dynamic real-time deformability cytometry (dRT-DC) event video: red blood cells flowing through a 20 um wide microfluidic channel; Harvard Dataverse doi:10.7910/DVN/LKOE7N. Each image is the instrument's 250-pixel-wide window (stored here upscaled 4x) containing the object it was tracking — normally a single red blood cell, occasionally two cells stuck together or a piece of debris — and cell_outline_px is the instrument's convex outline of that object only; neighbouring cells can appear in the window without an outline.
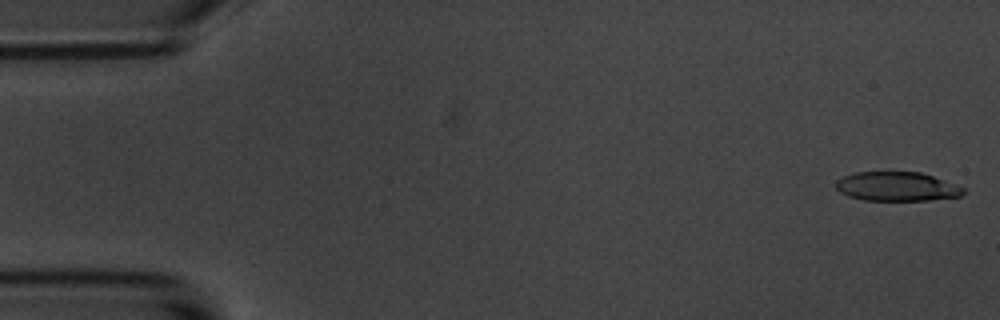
{"species": "common noctule bat (a hibernating species)", "species_latin": "Nyctalus noctula", "temperature_condition": "room temperature", "stored_images_in_passage": 6, "camera_frame_rate_fps": 3000, "um_per_image_px": 0.085, "animal": {"sex": "male", "body_mass_g": 20.1, "forearm_length_mm": 53.5}, "frame": {"image": 1, "passage_image": 1, "time_ms": 0.0, "image_size_px": [1000, 320], "cell_outline_px": [[964, 192], [960, 196], [928, 200], [864, 200], [848, 196], [840, 192], [836, 188], [836, 180], [844, 176], [856, 172], [920, 172], [932, 176], [964, 188]], "centroid_in_image_um": [76.19, 15.85], "position_along_channel_um": 8.8, "area_um2": 21.39}}
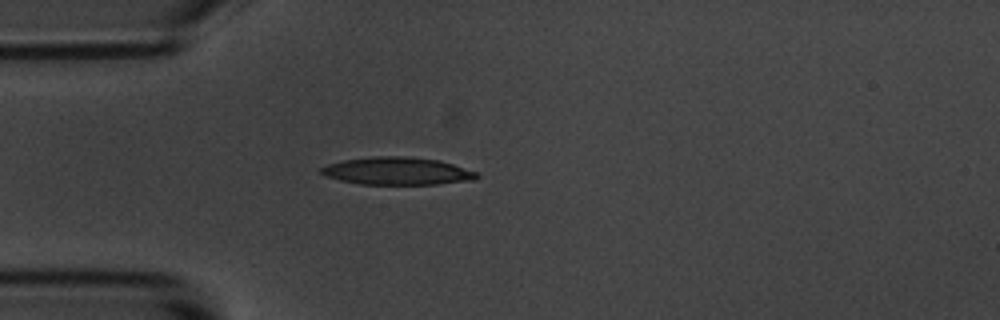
{"frame": {"image": 2, "passage_image": 5, "time_ms": 4.667, "image_size_px": [1000, 320], "cell_outline_px": [[480, 176], [476, 180], [436, 184], [360, 184], [340, 180], [324, 176], [320, 172], [320, 168], [328, 164], [344, 160], [372, 156], [404, 156], [440, 160], [476, 172]], "centroid_in_image_um": [33.76, 14.54], "position_along_channel_um": 51.2, "area_um2": 25.03}}